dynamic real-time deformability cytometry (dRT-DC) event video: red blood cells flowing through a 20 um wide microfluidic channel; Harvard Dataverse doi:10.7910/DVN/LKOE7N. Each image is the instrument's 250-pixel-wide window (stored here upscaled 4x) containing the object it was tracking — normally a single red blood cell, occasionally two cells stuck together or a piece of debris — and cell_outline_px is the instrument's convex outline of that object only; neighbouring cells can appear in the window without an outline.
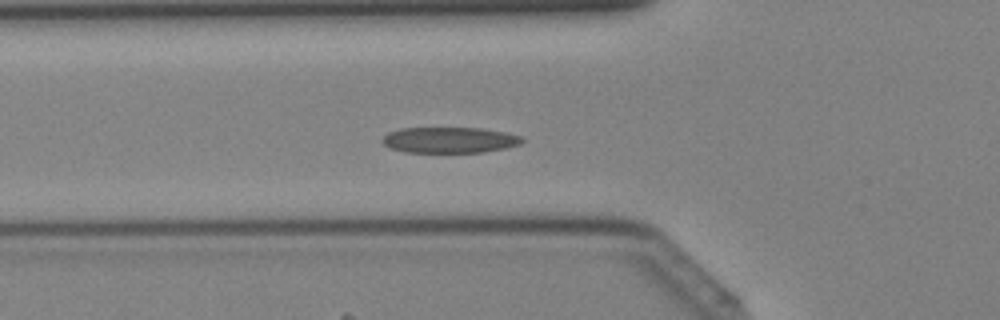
{"species": "Egyptian fruit bat (a non-hibernating species)", "species_latin": "Rousettus aegyptiacus", "temperature_condition": "cold", "stored_images_in_passage": 42, "camera_frame_rate_fps": 3000, "um_per_image_px": 0.085, "animal": {"sex": "female"}, "frame": {"image": 1, "passage_image": 15, "time_ms": 4.667, "image_size_px": [1000, 320], "cell_outline_px": [[524, 140], [520, 144], [504, 148], [484, 152], [404, 152], [392, 148], [384, 144], [380, 140], [388, 132], [400, 128], [480, 128], [504, 132], [520, 136]], "centroid_in_image_um": [38.18, 11.9], "position_along_channel_um": 87.6, "area_um2": 20.92}}
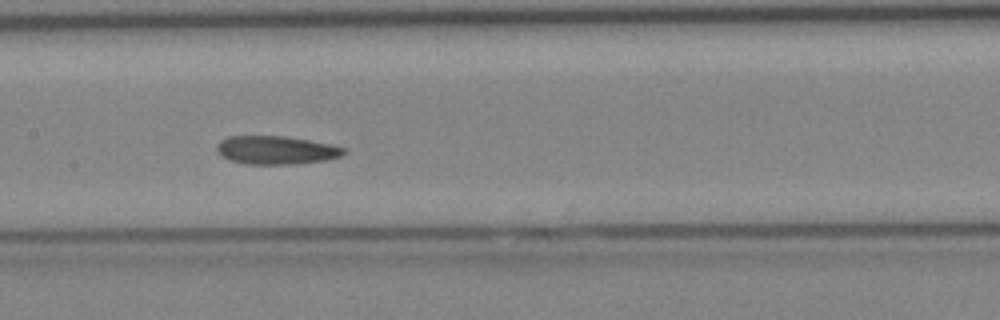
{"frame": {"image": 2, "passage_image": 21, "time_ms": 6.667, "image_size_px": [1000, 320], "cell_outline_px": [[348, 152], [340, 156], [328, 160], [292, 164], [248, 164], [228, 160], [216, 148], [216, 144], [220, 140], [228, 136], [284, 136], [308, 140], [328, 144], [344, 148]], "centroid_in_image_um": [23.47, 12.76], "position_along_channel_um": 183.9, "area_um2": 20.87}}
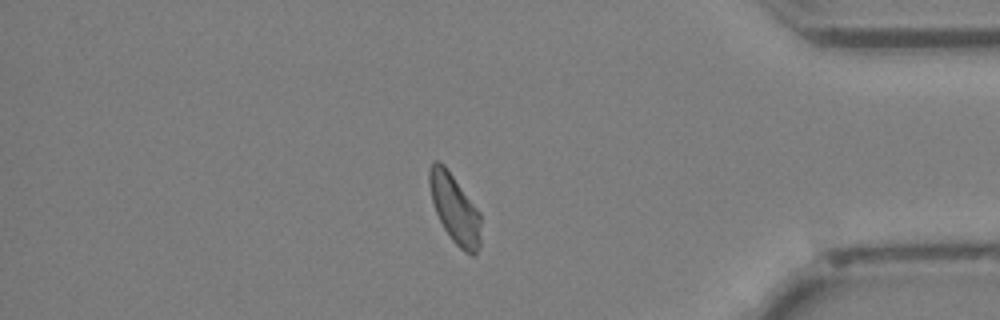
{"frame": {"image": 3, "passage_image": 36, "time_ms": 11.667, "image_size_px": [1000, 320], "cell_outline_px": [[480, 244], [476, 252], [472, 256], [464, 252], [452, 240], [444, 228], [436, 212], [432, 200], [428, 184], [428, 172], [432, 160], [440, 160], [444, 164], [480, 212]], "centroid_in_image_um": [38.63, 17.71], "position_along_channel_um": 396.6, "area_um2": 20.63}}